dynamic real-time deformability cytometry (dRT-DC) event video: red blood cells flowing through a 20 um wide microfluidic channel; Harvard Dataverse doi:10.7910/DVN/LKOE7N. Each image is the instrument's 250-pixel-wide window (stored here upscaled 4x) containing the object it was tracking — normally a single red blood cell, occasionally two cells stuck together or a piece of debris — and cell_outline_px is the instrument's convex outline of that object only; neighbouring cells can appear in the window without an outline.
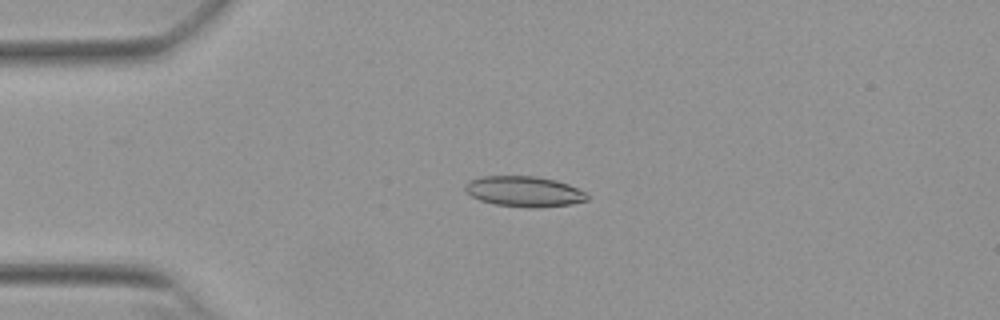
{"species": "Egyptian fruit bat (a non-hibernating species)", "species_latin": "Rousettus aegyptiacus", "temperature_condition": "warm", "stored_images_in_passage": 53, "camera_frame_rate_fps": 3000, "um_per_image_px": 0.085, "animal": {"sex": "female"}, "frame": {"image": 1, "passage_image": 13, "time_ms": 4.0, "image_size_px": [1000, 320], "cell_outline_px": [[588, 200], [572, 204], [528, 208], [496, 204], [480, 200], [472, 196], [464, 188], [464, 184], [468, 180], [480, 176], [536, 176], [556, 180], [568, 184], [588, 192]], "centroid_in_image_um": [44.56, 16.26], "position_along_channel_um": 40.4, "area_um2": 21.79}}
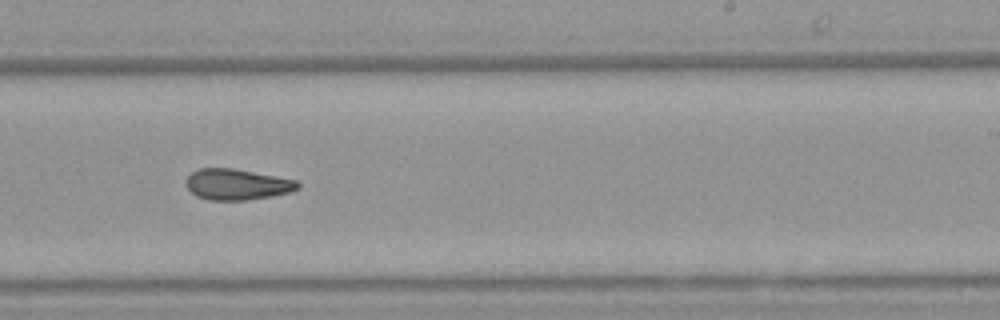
{"frame": {"image": 2, "passage_image": 33, "time_ms": 10.667, "image_size_px": [1000, 320], "cell_outline_px": [[300, 188], [288, 192], [272, 196], [248, 200], [208, 200], [196, 196], [188, 188], [184, 180], [196, 168], [232, 168], [276, 176], [296, 180], [300, 184]], "centroid_in_image_um": [20.12, 15.67], "position_along_channel_um": 268.9, "area_um2": 20.17}}
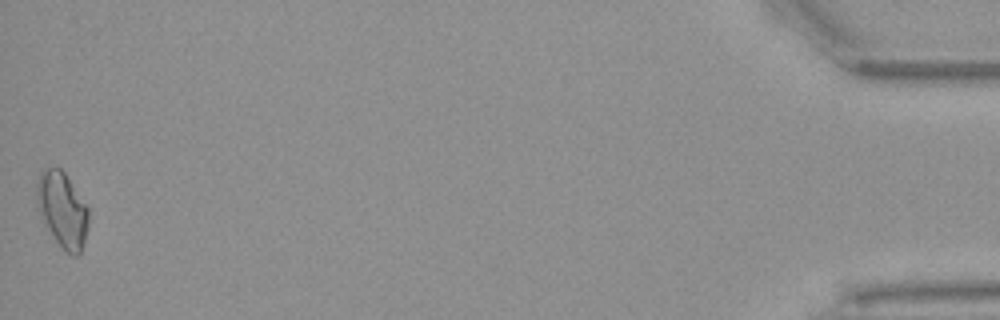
{"frame": {"image": 3, "passage_image": 53, "time_ms": 17.333, "image_size_px": [1000, 320], "cell_outline_px": [[88, 224], [84, 240], [80, 252], [76, 256], [72, 256], [64, 252], [40, 216], [36, 208], [36, 184], [40, 172], [44, 168], [60, 168], [64, 172], [88, 208]], "centroid_in_image_um": [5.27, 17.82], "position_along_channel_um": 429.9, "area_um2": 22.6}, "authors_computed_cell_mechanics": {"area_um2": 20.6346, "velocity_mm_per_s": 3.8622, "shape_relaxation_time_tau1_ms": null, "shape_relaxation_time_tau2_ms": 4.1029, "deformation_change_tau1": null, "deformation_change_tau2": 0.1187}}